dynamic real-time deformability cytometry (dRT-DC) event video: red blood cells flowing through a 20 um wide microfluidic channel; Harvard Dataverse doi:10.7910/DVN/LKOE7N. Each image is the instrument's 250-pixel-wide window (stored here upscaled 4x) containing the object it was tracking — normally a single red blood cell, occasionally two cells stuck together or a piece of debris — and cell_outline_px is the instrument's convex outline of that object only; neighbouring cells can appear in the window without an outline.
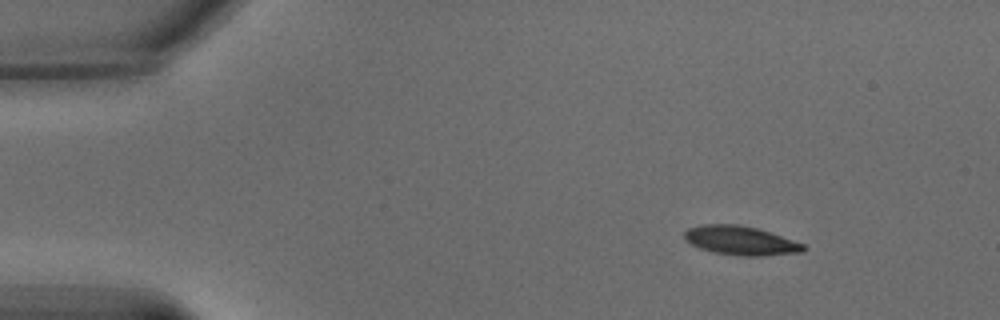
{"species": "common noctule bat (a hibernating species)", "species_latin": "Nyctalus noctula", "temperature_condition": "warm", "stored_images_in_passage": 13, "camera_frame_rate_fps": 3000, "um_per_image_px": 0.085, "animal": {"sex": "male", "body_mass_g": 15.6}, "frame": {"image": 1, "passage_image": 1, "time_ms": 0.0, "image_size_px": [1000, 320], "cell_outline_px": [[808, 248], [800, 252], [760, 256], [744, 256], [712, 252], [700, 248], [684, 240], [684, 232], [688, 228], [704, 224], [736, 224], [756, 228], [804, 244]], "centroid_in_image_um": [62.91, 20.45], "position_along_channel_um": 22.1, "area_um2": 19.88}}
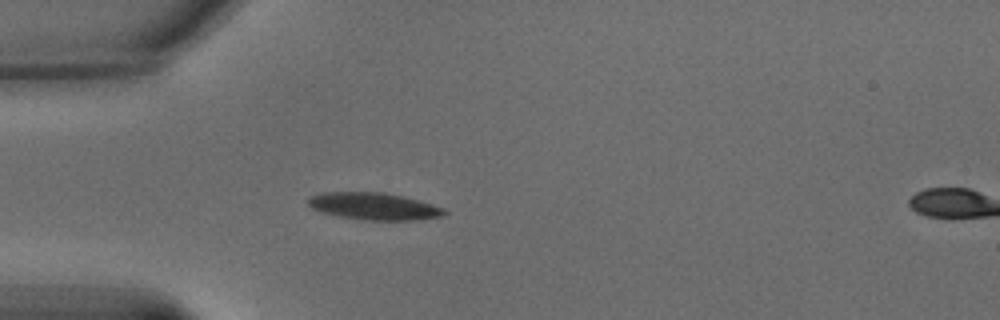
{"frame": {"image": 2, "passage_image": 11, "time_ms": 3.333, "image_size_px": [1000, 320], "cell_outline_px": [[448, 212], [440, 216], [416, 220], [364, 220], [340, 216], [324, 212], [312, 208], [308, 204], [308, 200], [312, 196], [324, 192], [384, 192], [416, 200], [444, 208]], "centroid_in_image_um": [31.78, 17.53], "position_along_channel_um": 53.2, "area_um2": 21.1}}